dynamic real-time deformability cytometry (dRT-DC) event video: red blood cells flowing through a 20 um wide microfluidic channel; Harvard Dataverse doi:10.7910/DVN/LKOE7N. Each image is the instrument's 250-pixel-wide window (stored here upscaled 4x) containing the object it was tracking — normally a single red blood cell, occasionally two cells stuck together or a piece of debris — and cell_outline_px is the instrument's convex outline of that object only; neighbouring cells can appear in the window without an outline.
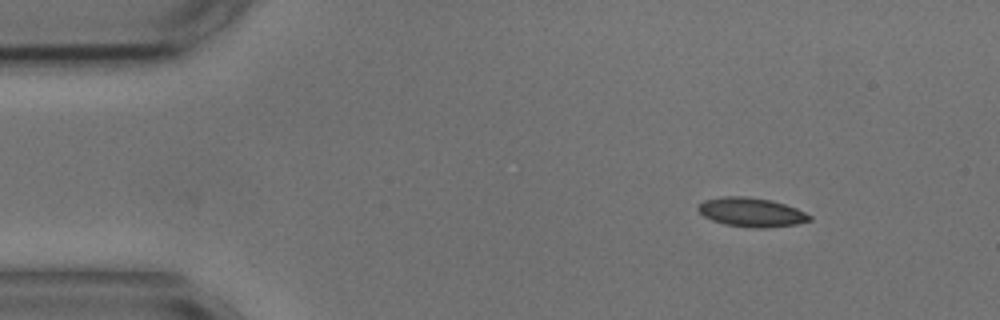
{"species": "common noctule bat (a hibernating species)", "species_latin": "Nyctalus noctula", "temperature_condition": "cold", "stored_images_in_passage": 40, "camera_frame_rate_fps": 3000, "um_per_image_px": 0.085, "animal": {"sex": "male", "body_mass_g": 17.9, "forearm_length_mm": 54.2}, "frame": {"image": 1, "passage_image": 1, "time_ms": 0.0, "image_size_px": [1000, 320], "cell_outline_px": [[812, 220], [796, 224], [764, 228], [752, 228], [724, 224], [712, 220], [704, 216], [696, 208], [704, 200], [724, 196], [744, 196], [772, 200], [796, 208], [812, 216]], "centroid_in_image_um": [63.87, 18.04], "position_along_channel_um": 21.1, "area_um2": 18.84}}
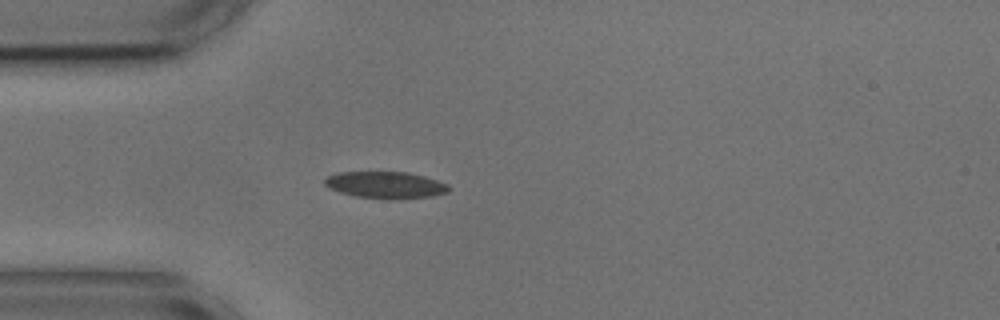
{"frame": {"image": 2, "passage_image": 9, "time_ms": 2.667, "image_size_px": [1000, 320], "cell_outline_px": [[452, 188], [448, 192], [432, 196], [400, 200], [388, 200], [356, 196], [340, 192], [328, 188], [324, 184], [324, 180], [328, 176], [336, 172], [408, 172], [424, 176], [448, 184]], "centroid_in_image_um": [32.79, 15.73], "position_along_channel_um": 52.2, "area_um2": 19.71}}
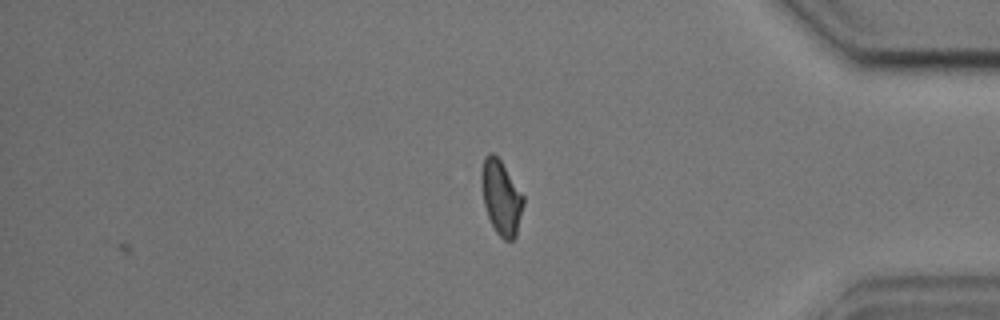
{"frame": {"image": 3, "passage_image": 40, "time_ms": 13.0, "image_size_px": [1000, 320], "cell_outline_px": [[524, 204], [516, 236], [512, 240], [504, 240], [496, 232], [488, 216], [484, 204], [480, 184], [480, 172], [484, 156], [488, 152], [492, 152], [500, 160], [524, 196]], "centroid_in_image_um": [42.58, 16.76], "position_along_channel_um": 392.6, "area_um2": 18.26}, "authors_computed_cell_mechanics": {"area_um2": 18.4093, "velocity_mm_per_s": 3.6238, "shape_relaxation_time_tau1_ms": 3.1717, "shape_relaxation_time_tau2_ms": 1.6013, "deformation_change_tau1": 0.12, "deformation_change_tau2": 0.0798}}